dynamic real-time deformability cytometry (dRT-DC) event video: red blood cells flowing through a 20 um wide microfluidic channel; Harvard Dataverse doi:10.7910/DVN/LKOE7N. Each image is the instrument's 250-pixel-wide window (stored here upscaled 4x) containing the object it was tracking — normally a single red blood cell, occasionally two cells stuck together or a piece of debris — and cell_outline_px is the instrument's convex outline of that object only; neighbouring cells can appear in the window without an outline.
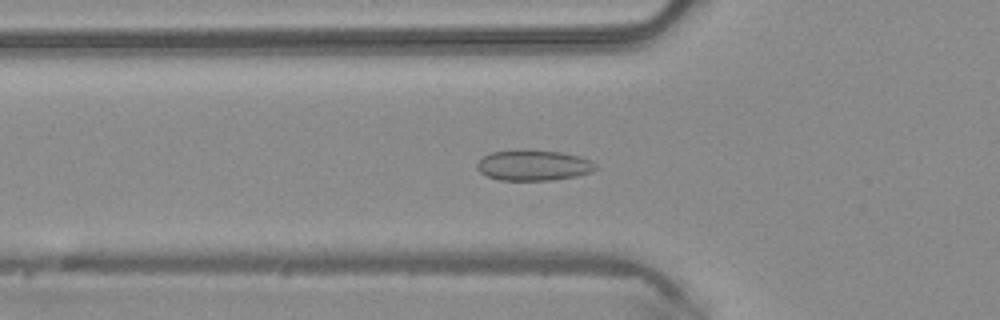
{"species": "common noctule bat (a hibernating species)", "species_latin": "Nyctalus noctula", "temperature_condition": "warm", "stored_images_in_passage": 46, "camera_frame_rate_fps": 3000, "um_per_image_px": 0.085, "animal": {"sex": "male", "body_mass_g": 20.4}, "frame": {"image": 1, "passage_image": 15, "time_ms": 4.667, "image_size_px": [1000, 320], "cell_outline_px": [[600, 168], [592, 172], [576, 176], [552, 180], [500, 180], [488, 176], [480, 172], [476, 168], [476, 164], [484, 156], [492, 152], [516, 148], [524, 148], [560, 152], [580, 156], [592, 160]], "centroid_in_image_um": [45.37, 14.02], "position_along_channel_um": 80.4, "area_um2": 21.68}}
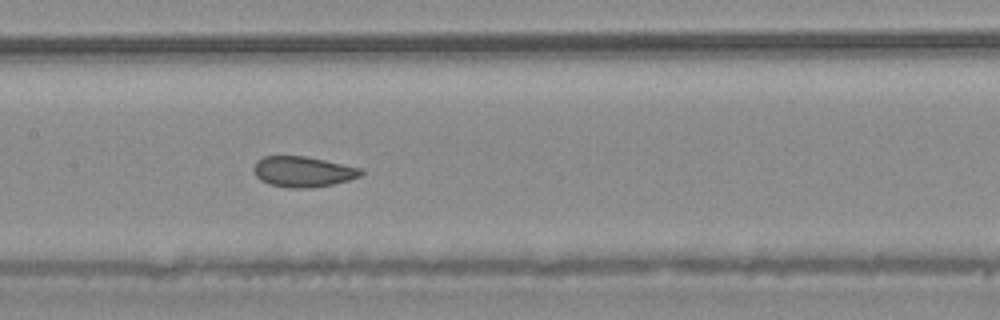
{"frame": {"image": 2, "passage_image": 22, "time_ms": 7.0, "image_size_px": [1000, 320], "cell_outline_px": [[364, 172], [360, 176], [348, 180], [332, 184], [312, 188], [288, 188], [268, 184], [260, 180], [256, 176], [252, 168], [256, 160], [264, 156], [304, 156], [364, 168]], "centroid_in_image_um": [25.74, 14.59], "position_along_channel_um": 181.7, "area_um2": 19.31}}
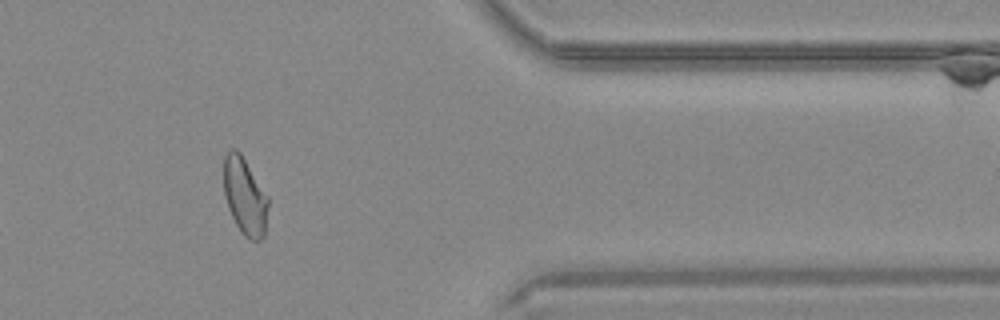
{"frame": {"image": 3, "passage_image": 38, "time_ms": 12.333, "image_size_px": [1000, 320], "cell_outline_px": [[268, 204], [264, 236], [260, 240], [252, 240], [244, 236], [240, 232], [228, 208], [224, 192], [224, 156], [228, 148], [236, 148], [240, 152], [268, 196]], "centroid_in_image_um": [20.8, 16.66], "position_along_channel_um": 390.6, "area_um2": 20.0}}